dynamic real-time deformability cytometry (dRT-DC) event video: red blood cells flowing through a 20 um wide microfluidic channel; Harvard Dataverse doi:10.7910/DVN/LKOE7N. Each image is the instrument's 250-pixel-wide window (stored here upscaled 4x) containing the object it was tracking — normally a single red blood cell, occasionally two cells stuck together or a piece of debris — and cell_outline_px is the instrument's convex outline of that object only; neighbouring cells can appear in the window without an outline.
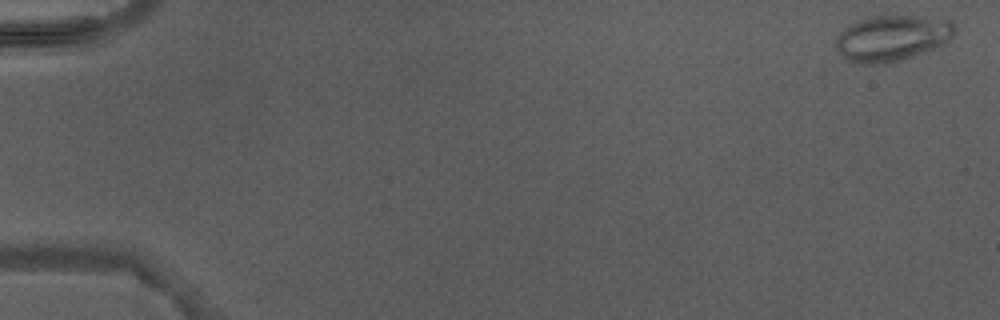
{"species": "Egyptian fruit bat (a non-hibernating species)", "species_latin": "Rousettus aegyptiacus", "temperature_condition": "warm", "stored_images_in_passage": 5, "camera_frame_rate_fps": 3000, "um_per_image_px": 0.085, "animal": {"sex": "male"}, "frame": {"image": 1, "passage_image": 1, "time_ms": 0.0, "image_size_px": [1000, 320], "cell_outline_px": [[956, 32], [944, 44], [900, 60], [888, 64], [860, 64], [844, 60], [836, 48], [836, 36], [844, 28], [856, 20], [864, 16], [916, 16], [948, 20], [956, 28]], "centroid_in_image_um": [75.75, 3.24], "position_along_channel_um": 9.2, "area_um2": 31.91}}